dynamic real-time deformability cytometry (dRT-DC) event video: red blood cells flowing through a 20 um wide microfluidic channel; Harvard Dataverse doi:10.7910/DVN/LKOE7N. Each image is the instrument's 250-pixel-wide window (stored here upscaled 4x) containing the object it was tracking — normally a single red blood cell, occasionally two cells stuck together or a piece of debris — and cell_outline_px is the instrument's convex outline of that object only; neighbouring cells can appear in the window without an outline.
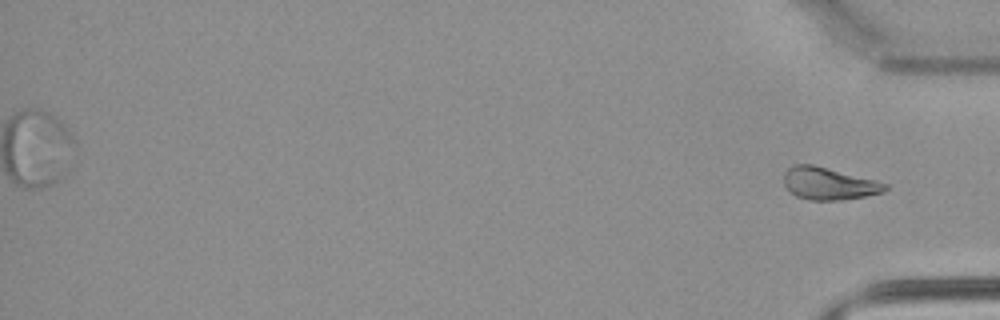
{"species": "common noctule bat (a hibernating species)", "species_latin": "Nyctalus noctula", "temperature_condition": "warm", "stored_images_in_passage": 36, "segment_of_instrument_passage": [3, 3], "camera_frame_rate_fps": 3000, "um_per_image_px": 0.085, "animal": {"sex": "male", "body_mass_g": 21.5, "forearm_length_mm": 52.0}, "frame": {"image": 1, "passage_image": 36, "time_ms": 11.667, "image_size_px": [1000, 320], "cell_outline_px": [[888, 188], [884, 192], [844, 200], [808, 200], [796, 196], [788, 192], [784, 184], [784, 172], [792, 164], [812, 164], [876, 180], [888, 184]], "centroid_in_image_um": [70.42, 15.61], "position_along_channel_um": 364.8, "area_um2": 19.25}}